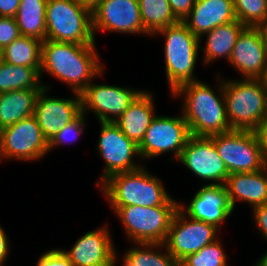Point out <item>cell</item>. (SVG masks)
I'll return each mask as SVG.
<instances>
[{
	"mask_svg": "<svg viewBox=\"0 0 267 266\" xmlns=\"http://www.w3.org/2000/svg\"><path fill=\"white\" fill-rule=\"evenodd\" d=\"M100 60L95 44L44 40L40 77L47 73L68 85L71 92L80 94L94 79L103 76Z\"/></svg>",
	"mask_w": 267,
	"mask_h": 266,
	"instance_id": "1",
	"label": "cell"
},
{
	"mask_svg": "<svg viewBox=\"0 0 267 266\" xmlns=\"http://www.w3.org/2000/svg\"><path fill=\"white\" fill-rule=\"evenodd\" d=\"M217 76L218 90L198 80L183 84L171 94L173 98L184 99L181 114L193 136L209 137L232 130L226 113L223 78L219 73Z\"/></svg>",
	"mask_w": 267,
	"mask_h": 266,
	"instance_id": "2",
	"label": "cell"
},
{
	"mask_svg": "<svg viewBox=\"0 0 267 266\" xmlns=\"http://www.w3.org/2000/svg\"><path fill=\"white\" fill-rule=\"evenodd\" d=\"M145 168L114 174L99 186L110 207H154L164 205L172 197L161 179Z\"/></svg>",
	"mask_w": 267,
	"mask_h": 266,
	"instance_id": "3",
	"label": "cell"
},
{
	"mask_svg": "<svg viewBox=\"0 0 267 266\" xmlns=\"http://www.w3.org/2000/svg\"><path fill=\"white\" fill-rule=\"evenodd\" d=\"M227 118L232 130L256 131L266 118L265 79H223Z\"/></svg>",
	"mask_w": 267,
	"mask_h": 266,
	"instance_id": "4",
	"label": "cell"
},
{
	"mask_svg": "<svg viewBox=\"0 0 267 266\" xmlns=\"http://www.w3.org/2000/svg\"><path fill=\"white\" fill-rule=\"evenodd\" d=\"M164 36L165 74L172 94L185 83L198 81L195 78L200 38L195 36L183 21L156 31L152 36Z\"/></svg>",
	"mask_w": 267,
	"mask_h": 266,
	"instance_id": "5",
	"label": "cell"
},
{
	"mask_svg": "<svg viewBox=\"0 0 267 266\" xmlns=\"http://www.w3.org/2000/svg\"><path fill=\"white\" fill-rule=\"evenodd\" d=\"M111 208L133 244H164L179 202L171 197L164 205L154 207L129 205Z\"/></svg>",
	"mask_w": 267,
	"mask_h": 266,
	"instance_id": "6",
	"label": "cell"
},
{
	"mask_svg": "<svg viewBox=\"0 0 267 266\" xmlns=\"http://www.w3.org/2000/svg\"><path fill=\"white\" fill-rule=\"evenodd\" d=\"M45 40L96 44L92 11L75 0H47Z\"/></svg>",
	"mask_w": 267,
	"mask_h": 266,
	"instance_id": "7",
	"label": "cell"
},
{
	"mask_svg": "<svg viewBox=\"0 0 267 266\" xmlns=\"http://www.w3.org/2000/svg\"><path fill=\"white\" fill-rule=\"evenodd\" d=\"M209 137L229 174L256 172L266 166L256 131L231 130Z\"/></svg>",
	"mask_w": 267,
	"mask_h": 266,
	"instance_id": "8",
	"label": "cell"
},
{
	"mask_svg": "<svg viewBox=\"0 0 267 266\" xmlns=\"http://www.w3.org/2000/svg\"><path fill=\"white\" fill-rule=\"evenodd\" d=\"M49 153V143L34 115L0 130V162L3 159L37 161Z\"/></svg>",
	"mask_w": 267,
	"mask_h": 266,
	"instance_id": "9",
	"label": "cell"
},
{
	"mask_svg": "<svg viewBox=\"0 0 267 266\" xmlns=\"http://www.w3.org/2000/svg\"><path fill=\"white\" fill-rule=\"evenodd\" d=\"M97 150L105 163L101 178L97 181L99 187L114 174L129 172L143 166L134 161V157L141 159L138 145L130 140L114 122H99ZM137 163V164H136Z\"/></svg>",
	"mask_w": 267,
	"mask_h": 266,
	"instance_id": "10",
	"label": "cell"
},
{
	"mask_svg": "<svg viewBox=\"0 0 267 266\" xmlns=\"http://www.w3.org/2000/svg\"><path fill=\"white\" fill-rule=\"evenodd\" d=\"M190 136L188 123L182 114L176 117L156 115L138 145L141 160L170 152L178 160Z\"/></svg>",
	"mask_w": 267,
	"mask_h": 266,
	"instance_id": "11",
	"label": "cell"
},
{
	"mask_svg": "<svg viewBox=\"0 0 267 266\" xmlns=\"http://www.w3.org/2000/svg\"><path fill=\"white\" fill-rule=\"evenodd\" d=\"M219 229L214 225L189 218L178 209L172 219L165 246L180 262L186 256L197 253L204 246L217 240Z\"/></svg>",
	"mask_w": 267,
	"mask_h": 266,
	"instance_id": "12",
	"label": "cell"
},
{
	"mask_svg": "<svg viewBox=\"0 0 267 266\" xmlns=\"http://www.w3.org/2000/svg\"><path fill=\"white\" fill-rule=\"evenodd\" d=\"M127 87L96 84L93 80L80 93L82 113L92 111L99 122L116 121L143 91Z\"/></svg>",
	"mask_w": 267,
	"mask_h": 266,
	"instance_id": "13",
	"label": "cell"
},
{
	"mask_svg": "<svg viewBox=\"0 0 267 266\" xmlns=\"http://www.w3.org/2000/svg\"><path fill=\"white\" fill-rule=\"evenodd\" d=\"M177 161L209 185H225L229 176L210 137L191 135Z\"/></svg>",
	"mask_w": 267,
	"mask_h": 266,
	"instance_id": "14",
	"label": "cell"
},
{
	"mask_svg": "<svg viewBox=\"0 0 267 266\" xmlns=\"http://www.w3.org/2000/svg\"><path fill=\"white\" fill-rule=\"evenodd\" d=\"M95 33L115 32L151 36L143 27L138 0H102L92 11Z\"/></svg>",
	"mask_w": 267,
	"mask_h": 266,
	"instance_id": "15",
	"label": "cell"
},
{
	"mask_svg": "<svg viewBox=\"0 0 267 266\" xmlns=\"http://www.w3.org/2000/svg\"><path fill=\"white\" fill-rule=\"evenodd\" d=\"M228 63L244 79H265L267 50L260 27L246 26L239 34Z\"/></svg>",
	"mask_w": 267,
	"mask_h": 266,
	"instance_id": "16",
	"label": "cell"
},
{
	"mask_svg": "<svg viewBox=\"0 0 267 266\" xmlns=\"http://www.w3.org/2000/svg\"><path fill=\"white\" fill-rule=\"evenodd\" d=\"M113 242L105 224L80 236L70 250H60L74 266H116L120 258Z\"/></svg>",
	"mask_w": 267,
	"mask_h": 266,
	"instance_id": "17",
	"label": "cell"
},
{
	"mask_svg": "<svg viewBox=\"0 0 267 266\" xmlns=\"http://www.w3.org/2000/svg\"><path fill=\"white\" fill-rule=\"evenodd\" d=\"M49 90V88L40 90L34 109V116L48 143L62 127L74 121L82 113L80 94L74 93L73 98L49 97Z\"/></svg>",
	"mask_w": 267,
	"mask_h": 266,
	"instance_id": "18",
	"label": "cell"
},
{
	"mask_svg": "<svg viewBox=\"0 0 267 266\" xmlns=\"http://www.w3.org/2000/svg\"><path fill=\"white\" fill-rule=\"evenodd\" d=\"M179 209L189 218L214 225L220 229L233 213L225 185L204 184L189 204L179 203Z\"/></svg>",
	"mask_w": 267,
	"mask_h": 266,
	"instance_id": "19",
	"label": "cell"
},
{
	"mask_svg": "<svg viewBox=\"0 0 267 266\" xmlns=\"http://www.w3.org/2000/svg\"><path fill=\"white\" fill-rule=\"evenodd\" d=\"M237 20L234 0H196L189 15L183 20L198 38L219 25Z\"/></svg>",
	"mask_w": 267,
	"mask_h": 266,
	"instance_id": "20",
	"label": "cell"
},
{
	"mask_svg": "<svg viewBox=\"0 0 267 266\" xmlns=\"http://www.w3.org/2000/svg\"><path fill=\"white\" fill-rule=\"evenodd\" d=\"M225 186L233 210L237 201L250 208L267 204V165L256 172L229 174Z\"/></svg>",
	"mask_w": 267,
	"mask_h": 266,
	"instance_id": "21",
	"label": "cell"
},
{
	"mask_svg": "<svg viewBox=\"0 0 267 266\" xmlns=\"http://www.w3.org/2000/svg\"><path fill=\"white\" fill-rule=\"evenodd\" d=\"M153 93L143 90L114 123L137 145L156 116Z\"/></svg>",
	"mask_w": 267,
	"mask_h": 266,
	"instance_id": "22",
	"label": "cell"
},
{
	"mask_svg": "<svg viewBox=\"0 0 267 266\" xmlns=\"http://www.w3.org/2000/svg\"><path fill=\"white\" fill-rule=\"evenodd\" d=\"M245 27L239 20H235L219 25L203 34L200 37V42H202V37L207 36L204 44L205 47L200 46V49L204 51V56H202L204 64H211V62L213 63L219 58H224L228 62L237 38Z\"/></svg>",
	"mask_w": 267,
	"mask_h": 266,
	"instance_id": "23",
	"label": "cell"
},
{
	"mask_svg": "<svg viewBox=\"0 0 267 266\" xmlns=\"http://www.w3.org/2000/svg\"><path fill=\"white\" fill-rule=\"evenodd\" d=\"M41 89H22L0 93V130L34 115Z\"/></svg>",
	"mask_w": 267,
	"mask_h": 266,
	"instance_id": "24",
	"label": "cell"
},
{
	"mask_svg": "<svg viewBox=\"0 0 267 266\" xmlns=\"http://www.w3.org/2000/svg\"><path fill=\"white\" fill-rule=\"evenodd\" d=\"M47 0H21L15 19L20 34L40 41L46 38Z\"/></svg>",
	"mask_w": 267,
	"mask_h": 266,
	"instance_id": "25",
	"label": "cell"
},
{
	"mask_svg": "<svg viewBox=\"0 0 267 266\" xmlns=\"http://www.w3.org/2000/svg\"><path fill=\"white\" fill-rule=\"evenodd\" d=\"M41 68L13 65L0 59V93L22 89L47 88L41 82Z\"/></svg>",
	"mask_w": 267,
	"mask_h": 266,
	"instance_id": "26",
	"label": "cell"
},
{
	"mask_svg": "<svg viewBox=\"0 0 267 266\" xmlns=\"http://www.w3.org/2000/svg\"><path fill=\"white\" fill-rule=\"evenodd\" d=\"M121 258L122 266H179V262L162 243H136Z\"/></svg>",
	"mask_w": 267,
	"mask_h": 266,
	"instance_id": "27",
	"label": "cell"
},
{
	"mask_svg": "<svg viewBox=\"0 0 267 266\" xmlns=\"http://www.w3.org/2000/svg\"><path fill=\"white\" fill-rule=\"evenodd\" d=\"M42 41L34 37L19 36L1 51L4 62L41 68Z\"/></svg>",
	"mask_w": 267,
	"mask_h": 266,
	"instance_id": "28",
	"label": "cell"
},
{
	"mask_svg": "<svg viewBox=\"0 0 267 266\" xmlns=\"http://www.w3.org/2000/svg\"><path fill=\"white\" fill-rule=\"evenodd\" d=\"M138 3L143 27L151 36L156 31L179 22L168 0H138Z\"/></svg>",
	"mask_w": 267,
	"mask_h": 266,
	"instance_id": "29",
	"label": "cell"
},
{
	"mask_svg": "<svg viewBox=\"0 0 267 266\" xmlns=\"http://www.w3.org/2000/svg\"><path fill=\"white\" fill-rule=\"evenodd\" d=\"M220 241L217 239L197 253L189 254L179 262V266H228V256Z\"/></svg>",
	"mask_w": 267,
	"mask_h": 266,
	"instance_id": "30",
	"label": "cell"
},
{
	"mask_svg": "<svg viewBox=\"0 0 267 266\" xmlns=\"http://www.w3.org/2000/svg\"><path fill=\"white\" fill-rule=\"evenodd\" d=\"M234 9L237 20L245 26L267 24V0H234Z\"/></svg>",
	"mask_w": 267,
	"mask_h": 266,
	"instance_id": "31",
	"label": "cell"
},
{
	"mask_svg": "<svg viewBox=\"0 0 267 266\" xmlns=\"http://www.w3.org/2000/svg\"><path fill=\"white\" fill-rule=\"evenodd\" d=\"M86 126V115L81 113L74 121L66 124L57 132L54 138L49 142V152L66 143L75 142L78 137L83 135L84 127Z\"/></svg>",
	"mask_w": 267,
	"mask_h": 266,
	"instance_id": "32",
	"label": "cell"
},
{
	"mask_svg": "<svg viewBox=\"0 0 267 266\" xmlns=\"http://www.w3.org/2000/svg\"><path fill=\"white\" fill-rule=\"evenodd\" d=\"M21 36L17 21L13 17L0 16V51Z\"/></svg>",
	"mask_w": 267,
	"mask_h": 266,
	"instance_id": "33",
	"label": "cell"
},
{
	"mask_svg": "<svg viewBox=\"0 0 267 266\" xmlns=\"http://www.w3.org/2000/svg\"><path fill=\"white\" fill-rule=\"evenodd\" d=\"M36 266H74L59 249H51L39 256Z\"/></svg>",
	"mask_w": 267,
	"mask_h": 266,
	"instance_id": "34",
	"label": "cell"
},
{
	"mask_svg": "<svg viewBox=\"0 0 267 266\" xmlns=\"http://www.w3.org/2000/svg\"><path fill=\"white\" fill-rule=\"evenodd\" d=\"M254 225L267 241V204L259 205L251 209Z\"/></svg>",
	"mask_w": 267,
	"mask_h": 266,
	"instance_id": "35",
	"label": "cell"
},
{
	"mask_svg": "<svg viewBox=\"0 0 267 266\" xmlns=\"http://www.w3.org/2000/svg\"><path fill=\"white\" fill-rule=\"evenodd\" d=\"M196 0H168L171 10L179 21H183L194 7Z\"/></svg>",
	"mask_w": 267,
	"mask_h": 266,
	"instance_id": "36",
	"label": "cell"
},
{
	"mask_svg": "<svg viewBox=\"0 0 267 266\" xmlns=\"http://www.w3.org/2000/svg\"><path fill=\"white\" fill-rule=\"evenodd\" d=\"M21 0H0V16L15 17Z\"/></svg>",
	"mask_w": 267,
	"mask_h": 266,
	"instance_id": "37",
	"label": "cell"
},
{
	"mask_svg": "<svg viewBox=\"0 0 267 266\" xmlns=\"http://www.w3.org/2000/svg\"><path fill=\"white\" fill-rule=\"evenodd\" d=\"M5 229L0 225V266H4L9 252H10V239Z\"/></svg>",
	"mask_w": 267,
	"mask_h": 266,
	"instance_id": "38",
	"label": "cell"
},
{
	"mask_svg": "<svg viewBox=\"0 0 267 266\" xmlns=\"http://www.w3.org/2000/svg\"><path fill=\"white\" fill-rule=\"evenodd\" d=\"M256 134L261 145L263 160L267 165V118H265L262 124L258 127Z\"/></svg>",
	"mask_w": 267,
	"mask_h": 266,
	"instance_id": "39",
	"label": "cell"
},
{
	"mask_svg": "<svg viewBox=\"0 0 267 266\" xmlns=\"http://www.w3.org/2000/svg\"><path fill=\"white\" fill-rule=\"evenodd\" d=\"M80 5L87 7L91 11L102 1V0H75Z\"/></svg>",
	"mask_w": 267,
	"mask_h": 266,
	"instance_id": "40",
	"label": "cell"
},
{
	"mask_svg": "<svg viewBox=\"0 0 267 266\" xmlns=\"http://www.w3.org/2000/svg\"><path fill=\"white\" fill-rule=\"evenodd\" d=\"M253 266H267V252H265Z\"/></svg>",
	"mask_w": 267,
	"mask_h": 266,
	"instance_id": "41",
	"label": "cell"
},
{
	"mask_svg": "<svg viewBox=\"0 0 267 266\" xmlns=\"http://www.w3.org/2000/svg\"><path fill=\"white\" fill-rule=\"evenodd\" d=\"M260 29L263 33L264 39H265V43H266V50H267V24L266 25H261Z\"/></svg>",
	"mask_w": 267,
	"mask_h": 266,
	"instance_id": "42",
	"label": "cell"
}]
</instances>
